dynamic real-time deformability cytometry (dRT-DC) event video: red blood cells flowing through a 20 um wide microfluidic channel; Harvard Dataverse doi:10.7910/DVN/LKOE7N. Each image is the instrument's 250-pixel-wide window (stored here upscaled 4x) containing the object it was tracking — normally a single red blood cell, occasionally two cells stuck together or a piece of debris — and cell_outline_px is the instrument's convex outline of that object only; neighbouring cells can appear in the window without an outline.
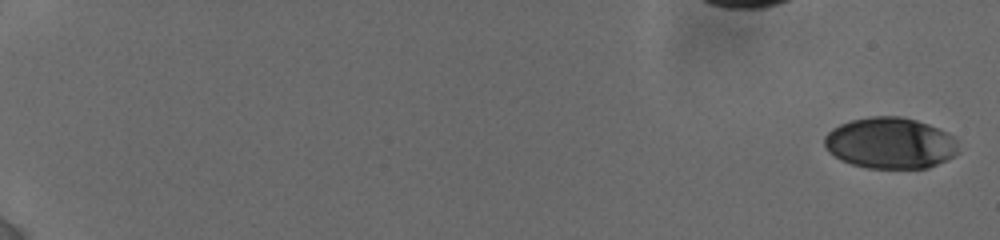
{"species": "human", "species_latin": "Homo sapiens", "temperature_condition": "cold", "stored_images_in_passage": 13, "camera_frame_rate_fps": 3000, "um_per_image_px": 0.085, "donor": {"sex": "female"}, "frame": {"image": 1, "passage_image": 1, "time_ms": 0.0, "image_size_px": [1000, 240], "cell_outline_px": [[956, 152], [952, 156], [928, 168], [868, 168], [852, 164], [840, 160], [828, 152], [824, 144], [824, 136], [832, 128], [840, 124], [852, 120], [872, 116], [900, 116], [916, 120], [928, 124], [952, 136], [956, 148]], "centroid_in_image_um": [75.59, 12.16], "position_along_channel_um": 9.4, "area_um2": 39.54}}
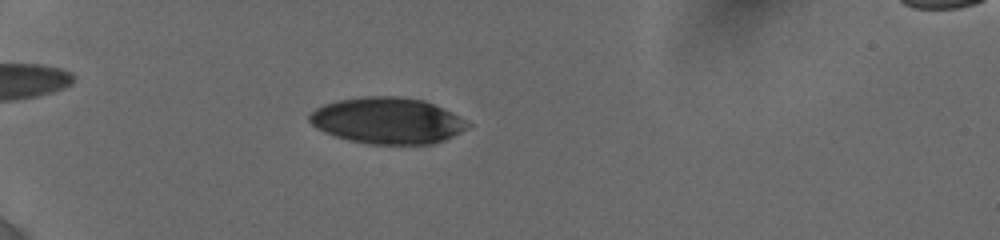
{"frame": {"image": 2, "passage_image": 11, "time_ms": 6.0, "image_size_px": [1000, 240], "cell_outline_px": [[472, 124], [468, 128], [444, 140], [432, 144], [368, 144], [348, 140], [324, 132], [316, 128], [308, 120], [308, 116], [316, 108], [324, 104], [336, 100], [364, 96], [396, 96], [424, 100], [452, 112], [460, 116]], "centroid_in_image_um": [32.93, 10.25], "position_along_channel_um": 52.1, "area_um2": 42.83}}